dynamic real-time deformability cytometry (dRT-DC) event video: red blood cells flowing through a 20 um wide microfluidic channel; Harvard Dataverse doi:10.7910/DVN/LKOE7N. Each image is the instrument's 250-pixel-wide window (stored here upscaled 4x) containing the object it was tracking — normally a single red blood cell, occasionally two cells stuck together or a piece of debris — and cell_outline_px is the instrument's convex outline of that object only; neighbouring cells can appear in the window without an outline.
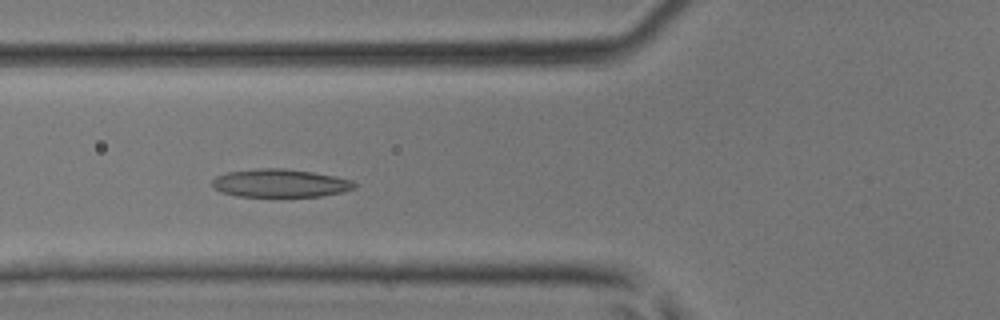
{"species": "common noctule bat (a hibernating species)", "species_latin": "Nyctalus noctula", "temperature_condition": "room temperature", "stored_images_in_passage": 18, "camera_frame_rate_fps": 3000, "um_per_image_px": 0.085, "animal": {"sex": "male", "body_mass_g": 17.9, "forearm_length_mm": 54.2}, "frame": {"image": 1, "passage_image": 8, "time_ms": 2.333, "image_size_px": [1000, 320], "cell_outline_px": [[356, 188], [340, 192], [320, 196], [236, 196], [220, 192], [212, 184], [212, 180], [216, 176], [228, 172], [260, 168], [280, 168], [312, 172], [352, 180], [356, 184]], "centroid_in_image_um": [23.79, 15.57], "position_along_channel_um": 102.0, "area_um2": 23.0}}
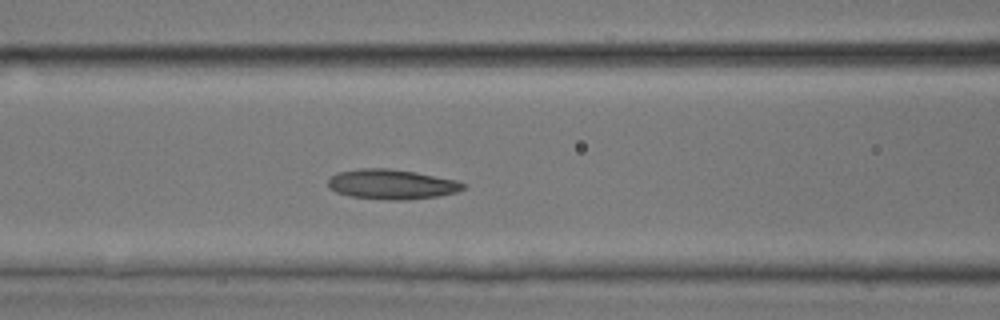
{"frame": {"image": 2, "passage_image": 10, "time_ms": 3.0, "image_size_px": [1000, 320], "cell_outline_px": [[468, 184], [464, 188], [456, 192], [436, 196], [408, 200], [388, 200], [352, 196], [336, 192], [328, 188], [328, 180], [336, 172], [364, 168], [388, 168], [416, 172], [456, 180]], "centroid_in_image_um": [33.29, 15.66], "position_along_channel_um": 133.3, "area_um2": 23.52}}
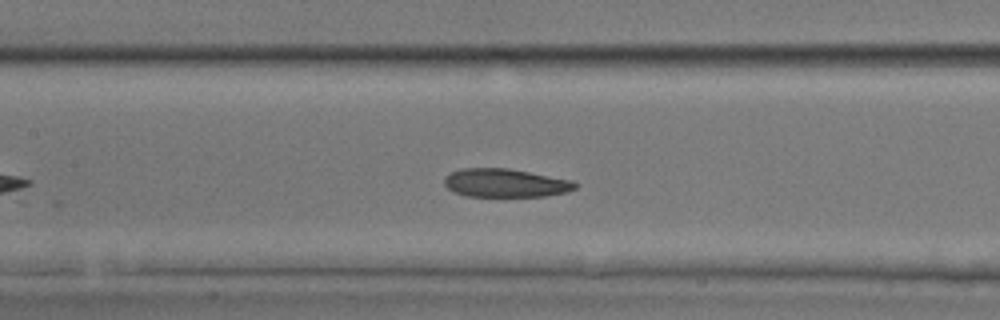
{"frame": {"image": 3, "passage_image": 12, "time_ms": 3.667, "image_size_px": [1000, 320], "cell_outline_px": [[580, 184], [576, 188], [568, 192], [544, 196], [468, 196], [452, 192], [444, 184], [444, 176], [460, 168], [508, 168], [572, 180]], "centroid_in_image_um": [42.96, 15.55], "position_along_channel_um": 164.4, "area_um2": 21.79}}